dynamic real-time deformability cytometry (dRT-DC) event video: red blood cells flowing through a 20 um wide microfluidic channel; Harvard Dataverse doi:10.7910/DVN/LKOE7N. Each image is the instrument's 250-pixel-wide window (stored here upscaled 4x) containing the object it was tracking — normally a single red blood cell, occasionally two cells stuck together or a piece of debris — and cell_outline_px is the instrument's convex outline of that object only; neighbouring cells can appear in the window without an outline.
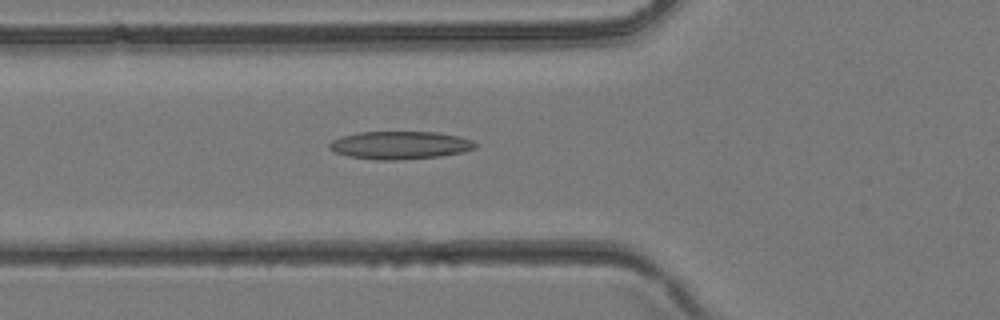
{"species": "common noctule bat (a hibernating species)", "species_latin": "Nyctalus noctula", "temperature_condition": "room temperature", "stored_images_in_passage": 38, "camera_frame_rate_fps": 3000, "um_per_image_px": 0.085, "animal": {"sex": "female", "body_mass_g": 24.6, "forearm_length_mm": 56.2}, "frame": {"image": 1, "passage_image": 14, "time_ms": 4.333, "image_size_px": [1000, 320], "cell_outline_px": [[476, 148], [464, 152], [440, 156], [400, 160], [376, 160], [348, 156], [336, 152], [328, 148], [328, 144], [332, 140], [340, 136], [356, 132], [436, 132], [460, 136], [472, 140], [476, 144]], "centroid_in_image_um": [33.99, 12.34], "position_along_channel_um": 91.8, "area_um2": 23.93}}
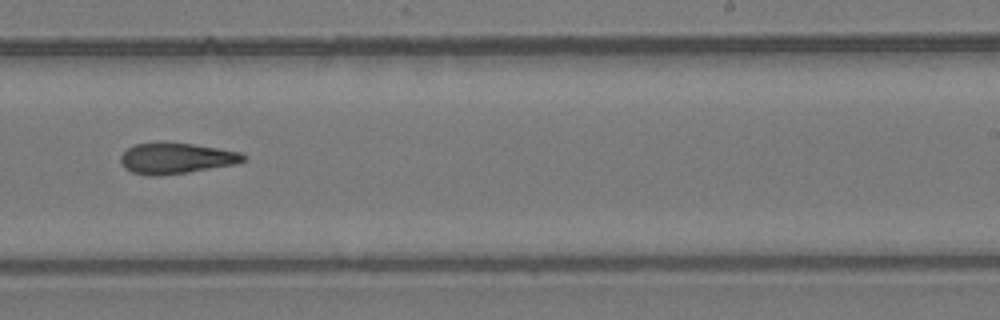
{"frame": {"image": 2, "passage_image": 24, "time_ms": 7.667, "image_size_px": [1000, 320], "cell_outline_px": [[248, 160], [236, 164], [188, 172], [160, 176], [152, 176], [132, 172], [124, 168], [120, 160], [120, 156], [128, 148], [136, 144], [160, 140], [164, 140], [192, 144], [240, 152], [248, 156]], "centroid_in_image_um": [14.97, 13.43], "position_along_channel_um": 274.0, "area_um2": 22.54}}
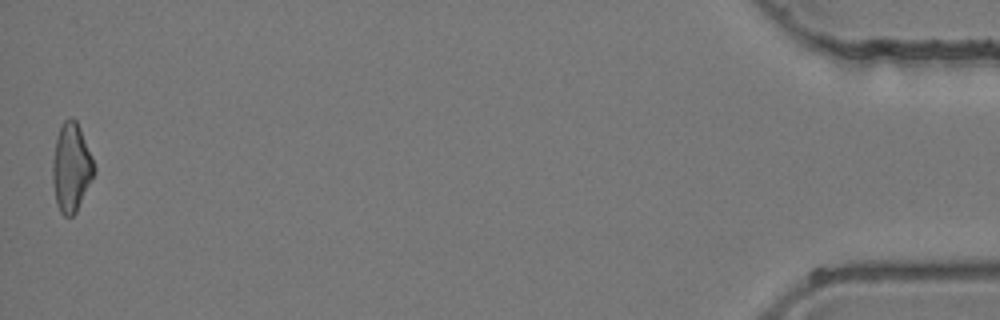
{"frame": {"image": 3, "passage_image": 38, "time_ms": 12.333, "image_size_px": [1000, 320], "cell_outline_px": [[96, 172], [76, 212], [72, 216], [64, 216], [60, 212], [56, 204], [52, 180], [52, 164], [56, 136], [64, 120], [68, 116], [72, 116], [76, 120], [80, 128], [92, 156], [96, 168]], "centroid_in_image_um": [6.06, 14.23], "position_along_channel_um": 429.1, "area_um2": 21.68}}